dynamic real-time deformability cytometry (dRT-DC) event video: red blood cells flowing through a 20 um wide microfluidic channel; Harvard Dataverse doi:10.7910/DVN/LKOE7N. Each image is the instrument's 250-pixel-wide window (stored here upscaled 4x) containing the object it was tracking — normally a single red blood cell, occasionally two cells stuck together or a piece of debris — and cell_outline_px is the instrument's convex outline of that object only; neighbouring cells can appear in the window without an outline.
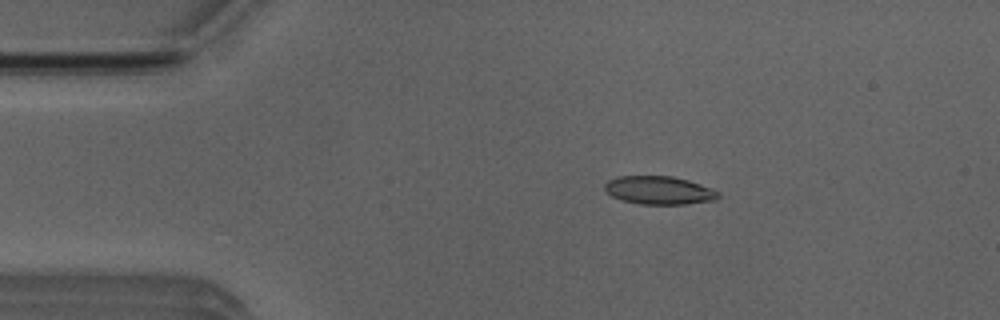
{"species": "Egyptian fruit bat (a non-hibernating species)", "species_latin": "Rousettus aegyptiacus", "temperature_condition": "room temperature", "stored_images_in_passage": 4, "camera_frame_rate_fps": 3000, "um_per_image_px": 0.085, "animal": {"sex": "male"}, "frame": {"image": 1, "passage_image": 2, "time_ms": 1.333, "image_size_px": [1000, 320], "cell_outline_px": [[720, 196], [716, 200], [684, 204], [640, 204], [624, 200], [612, 196], [604, 188], [604, 184], [608, 180], [616, 176], [672, 176], [688, 180], [712, 188], [720, 192]], "centroid_in_image_um": [56.04, 16.17], "position_along_channel_um": 29.0, "area_um2": 18.67}}